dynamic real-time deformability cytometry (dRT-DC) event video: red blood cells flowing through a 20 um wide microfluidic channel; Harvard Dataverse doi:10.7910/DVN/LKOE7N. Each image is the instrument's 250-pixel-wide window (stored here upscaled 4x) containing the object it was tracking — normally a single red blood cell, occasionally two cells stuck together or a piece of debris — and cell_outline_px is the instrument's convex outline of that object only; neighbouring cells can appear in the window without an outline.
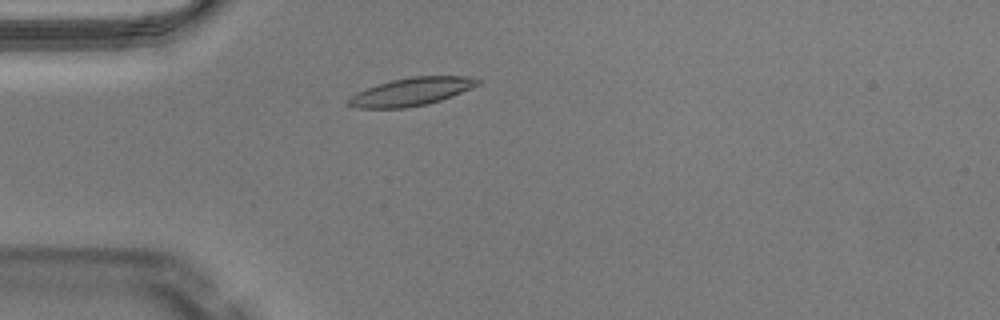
{"species": "Egyptian fruit bat (a non-hibernating species)", "species_latin": "Rousettus aegyptiacus", "temperature_condition": "warm", "stored_images_in_passage": 44, "camera_frame_rate_fps": 3000, "um_per_image_px": 0.085, "animal": {"sex": "male"}, "frame": {"image": 1, "passage_image": 8, "time_ms": 2.333, "image_size_px": [1000, 320], "cell_outline_px": [[484, 80], [480, 84], [452, 96], [428, 104], [404, 108], [356, 108], [344, 104], [344, 100], [348, 96], [356, 92], [392, 80], [412, 76], [464, 76]], "centroid_in_image_um": [34.92, 7.8], "position_along_channel_um": 50.1, "area_um2": 21.21}}
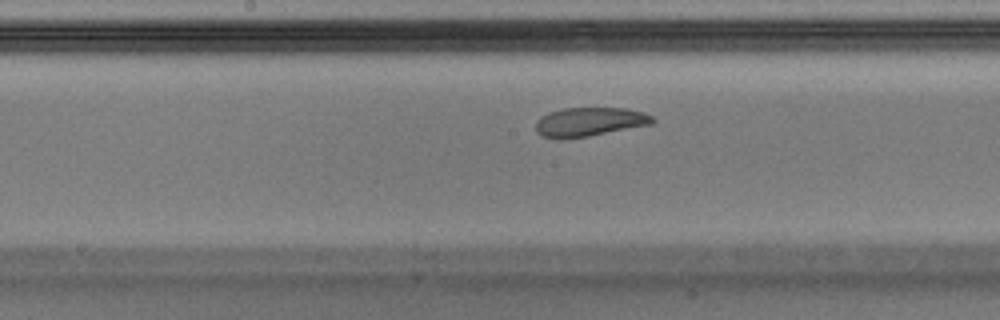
{"frame": {"image": 2, "passage_image": 20, "time_ms": 6.333, "image_size_px": [1000, 320], "cell_outline_px": [[656, 120], [652, 124], [588, 136], [564, 140], [560, 140], [544, 136], [536, 132], [536, 120], [540, 116], [548, 112], [564, 108], [624, 108], [644, 112], [652, 116]], "centroid_in_image_um": [50.07, 10.36], "position_along_channel_um": 198.1, "area_um2": 19.88}}
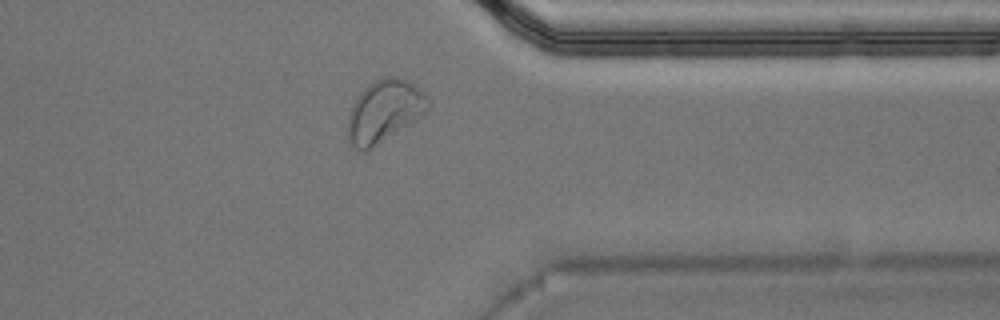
{"frame": {"image": 3, "passage_image": 34, "time_ms": 11.0, "image_size_px": [1000, 320], "cell_outline_px": [[432, 104], [428, 112], [368, 152], [360, 152], [348, 140], [348, 116], [352, 104], [356, 96], [368, 84], [384, 76], [396, 76], [408, 80], [416, 84], [428, 96]], "centroid_in_image_um": [32.7, 9.44], "position_along_channel_um": 378.7, "area_um2": 29.88}, "authors_computed_cell_mechanics": {"area_um2": 21.0103, "velocity_mm_per_s": 3.9938, "shape_relaxation_time_tau1_ms": null, "shape_relaxation_time_tau2_ms": 2.4376, "deformation_change_tau1": null, "deformation_change_tau2": 0.0896}}